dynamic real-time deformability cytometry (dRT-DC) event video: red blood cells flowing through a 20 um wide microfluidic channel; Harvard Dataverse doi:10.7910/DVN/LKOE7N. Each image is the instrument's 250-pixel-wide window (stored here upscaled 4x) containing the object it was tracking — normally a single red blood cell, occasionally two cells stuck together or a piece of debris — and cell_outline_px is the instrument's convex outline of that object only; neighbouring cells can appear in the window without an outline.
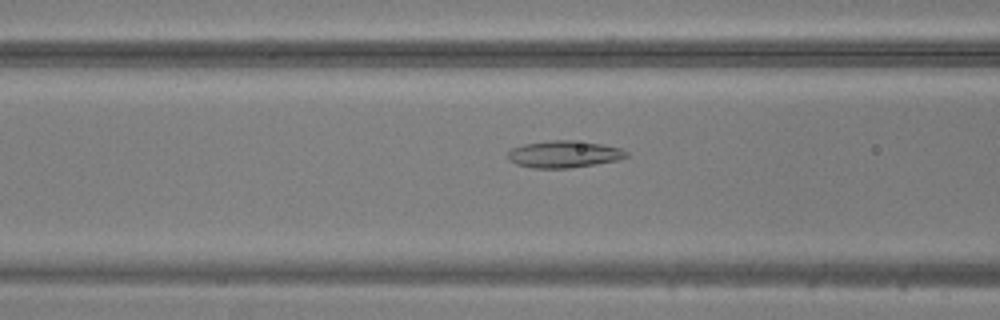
{"species": "common noctule bat (a hibernating species)", "species_latin": "Nyctalus noctula", "temperature_condition": "warm", "stored_images_in_passage": 32, "camera_frame_rate_fps": 3000, "um_per_image_px": 0.085, "animal": {"sex": "male", "body_mass_g": 20.5, "forearm_length_mm": 52.5}, "frame": {"image": 1, "passage_image": 8, "time_ms": 2.333, "image_size_px": [1000, 320], "cell_outline_px": [[628, 156], [616, 160], [596, 164], [568, 168], [532, 168], [516, 164], [508, 160], [508, 152], [512, 148], [524, 144], [552, 140], [572, 140], [600, 144], [620, 148], [628, 152]], "centroid_in_image_um": [47.91, 13.11], "position_along_channel_um": 118.7, "area_um2": 18.5}}
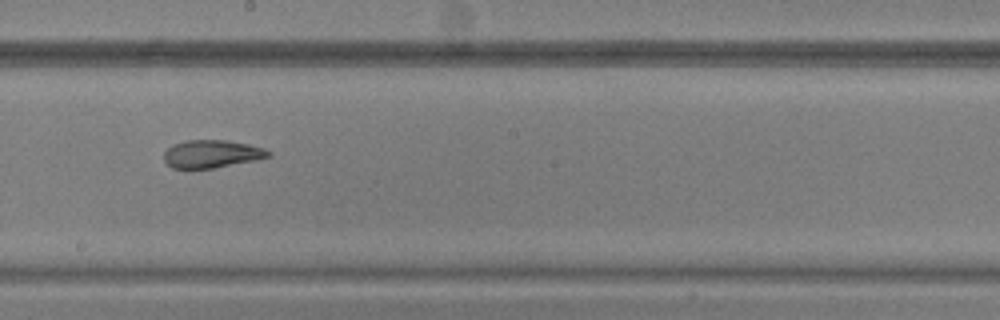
{"frame": {"image": 2, "passage_image": 16, "time_ms": 5.0, "image_size_px": [1000, 320], "cell_outline_px": [[272, 156], [256, 160], [212, 168], [172, 168], [164, 160], [164, 152], [172, 144], [184, 140], [228, 140], [248, 144], [264, 148], [272, 152]], "centroid_in_image_um": [18.01, 13.07], "position_along_channel_um": 230.2, "area_um2": 16.99}}
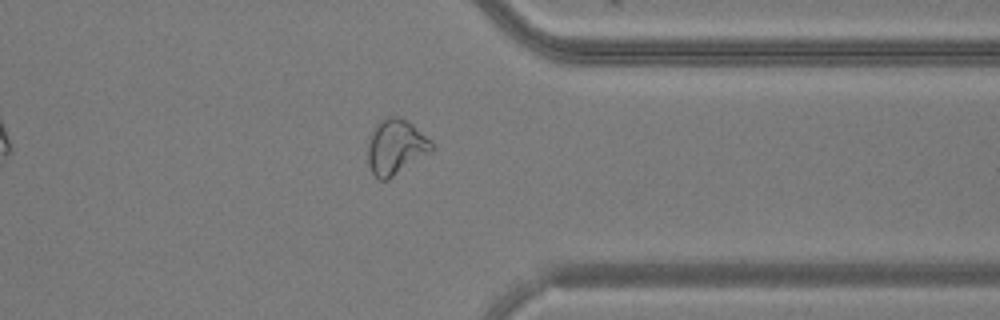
{"frame": {"image": 3, "passage_image": 27, "time_ms": 8.667, "image_size_px": [1000, 320], "cell_outline_px": [[436, 148], [432, 152], [388, 180], [380, 180], [372, 172], [368, 164], [368, 144], [372, 132], [376, 124], [384, 116], [396, 116], [408, 120], [432, 140]], "centroid_in_image_um": [33.68, 12.48], "position_along_channel_um": 377.7, "area_um2": 20.92}}